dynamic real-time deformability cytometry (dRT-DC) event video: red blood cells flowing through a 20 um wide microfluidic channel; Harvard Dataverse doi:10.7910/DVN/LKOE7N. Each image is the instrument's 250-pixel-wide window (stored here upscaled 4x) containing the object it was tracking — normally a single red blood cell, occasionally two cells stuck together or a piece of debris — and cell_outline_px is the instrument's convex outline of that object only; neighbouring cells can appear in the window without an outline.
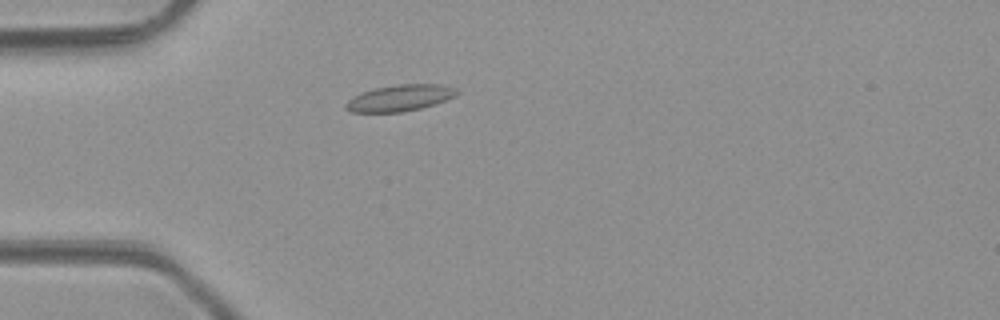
{"species": "common noctule bat (a hibernating species)", "species_latin": "Nyctalus noctula", "temperature_condition": "room temperature", "stored_images_in_passage": 2, "camera_frame_rate_fps": 3000, "um_per_image_px": 0.085, "animal": {"sex": "male", "body_mass_g": 23.1, "forearm_length_mm": 52.7}, "frame": {"image": 1, "passage_image": 2, "time_ms": 2.0, "image_size_px": [1000, 320], "cell_outline_px": [[460, 92], [456, 96], [420, 108], [400, 112], [352, 112], [344, 108], [344, 104], [352, 96], [360, 92], [372, 88], [396, 84], [440, 84], [456, 88]], "centroid_in_image_um": [33.94, 8.31], "position_along_channel_um": 51.1, "area_um2": 17.17}}